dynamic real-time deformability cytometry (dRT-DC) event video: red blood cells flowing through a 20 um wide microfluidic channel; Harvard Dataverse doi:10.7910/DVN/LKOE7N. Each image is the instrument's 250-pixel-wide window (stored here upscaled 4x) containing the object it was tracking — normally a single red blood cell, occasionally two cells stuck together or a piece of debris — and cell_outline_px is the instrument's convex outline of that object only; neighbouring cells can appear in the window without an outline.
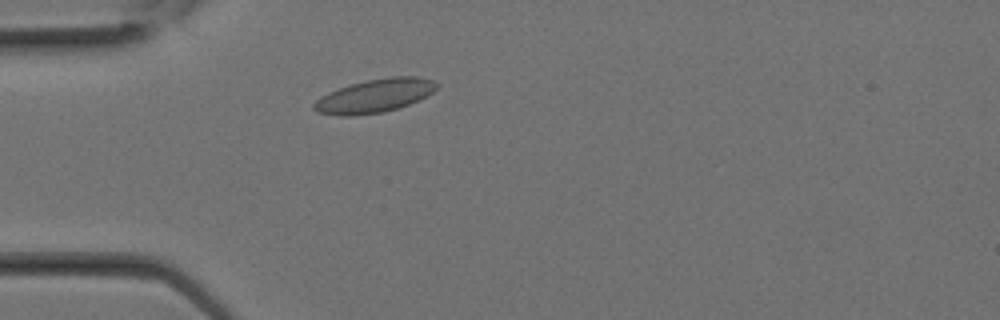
{"species": "Egyptian fruit bat (a non-hibernating species)", "species_latin": "Rousettus aegyptiacus", "temperature_condition": "room temperature", "stored_images_in_passage": 4, "camera_frame_rate_fps": 3000, "um_per_image_px": 0.085, "animal": {"sex": "female"}, "frame": {"image": 1, "passage_image": 3, "time_ms": 0.667, "image_size_px": [1000, 320], "cell_outline_px": [[440, 84], [432, 92], [408, 104], [396, 108], [380, 112], [352, 116], [340, 116], [316, 112], [312, 108], [312, 104], [320, 96], [328, 92], [352, 84], [368, 80], [392, 76], [416, 76], [432, 80]], "centroid_in_image_um": [31.8, 8.14], "position_along_channel_um": 53.2, "area_um2": 23.64}}